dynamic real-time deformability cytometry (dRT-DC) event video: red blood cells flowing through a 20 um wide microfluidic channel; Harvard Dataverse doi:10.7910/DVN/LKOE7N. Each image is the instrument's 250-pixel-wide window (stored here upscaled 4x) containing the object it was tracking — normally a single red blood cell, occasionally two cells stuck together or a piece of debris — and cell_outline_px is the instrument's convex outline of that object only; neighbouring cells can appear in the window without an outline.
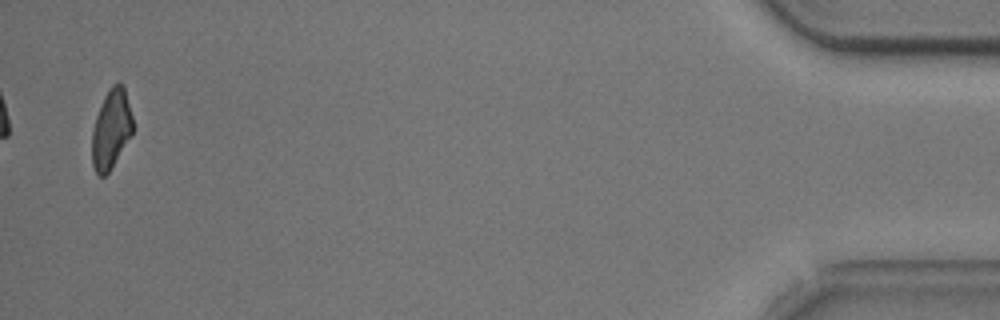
{"species": "common noctule bat (a hibernating species)", "species_latin": "Nyctalus noctula", "temperature_condition": "cold", "stored_images_in_passage": 36, "camera_frame_rate_fps": 3000, "um_per_image_px": 0.085, "animal": {"sex": "male", "body_mass_g": 20.5, "forearm_length_mm": 52.5}, "frame": {"image": 1, "passage_image": 36, "time_ms": 11.667, "image_size_px": [1000, 320], "cell_outline_px": [[132, 132], [108, 172], [104, 176], [100, 176], [96, 172], [92, 164], [92, 128], [96, 116], [104, 96], [112, 84], [120, 80], [124, 84], [132, 116]], "centroid_in_image_um": [9.43, 10.9], "position_along_channel_um": 425.8, "area_um2": 18.61}}